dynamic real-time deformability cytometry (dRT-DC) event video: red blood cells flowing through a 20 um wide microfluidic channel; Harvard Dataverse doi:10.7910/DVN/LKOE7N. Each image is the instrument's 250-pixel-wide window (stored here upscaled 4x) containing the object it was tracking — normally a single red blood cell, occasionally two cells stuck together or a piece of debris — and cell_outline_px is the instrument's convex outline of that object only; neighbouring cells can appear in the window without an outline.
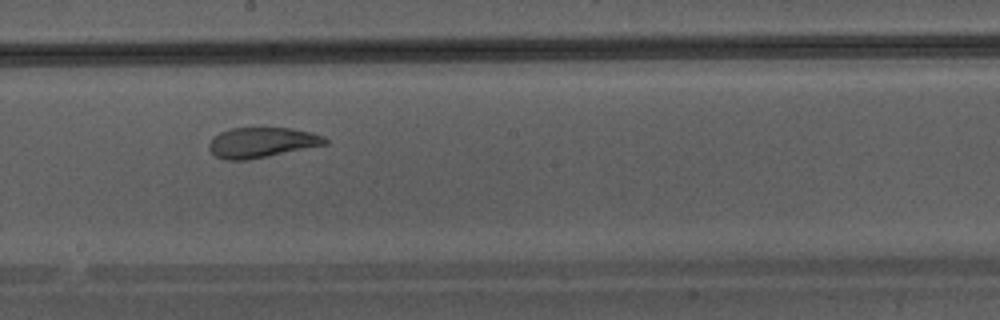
{"species": "Egyptian fruit bat (a non-hibernating species)", "species_latin": "Rousettus aegyptiacus", "temperature_condition": "warm", "stored_images_in_passage": 35, "camera_frame_rate_fps": 3000, "um_per_image_px": 0.085, "animal": {"sex": "male"}, "frame": {"image": 1, "passage_image": 16, "time_ms": 5.0, "image_size_px": [1000, 320], "cell_outline_px": [[328, 144], [248, 160], [228, 160], [216, 156], [208, 148], [208, 144], [220, 132], [232, 128], [292, 128], [312, 132], [324, 136], [328, 140]], "centroid_in_image_um": [22.29, 12.11], "position_along_channel_um": 225.9, "area_um2": 20.35}}